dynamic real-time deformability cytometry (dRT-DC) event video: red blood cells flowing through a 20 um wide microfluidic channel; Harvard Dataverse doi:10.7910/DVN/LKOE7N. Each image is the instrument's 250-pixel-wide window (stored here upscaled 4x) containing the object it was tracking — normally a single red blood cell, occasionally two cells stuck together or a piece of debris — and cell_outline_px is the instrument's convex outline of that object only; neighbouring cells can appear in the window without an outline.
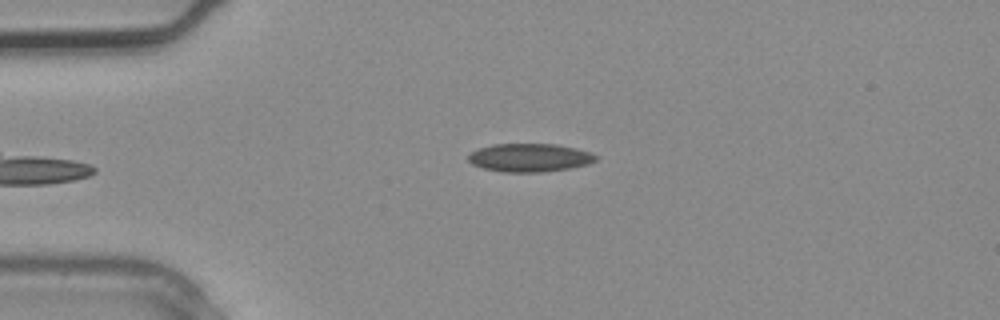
{"species": "common noctule bat (a hibernating species)", "species_latin": "Nyctalus noctula", "temperature_condition": "warm", "stored_images_in_passage": 5, "camera_frame_rate_fps": 3000, "um_per_image_px": 0.085, "animal": {"sex": "male", "body_mass_g": 20.4}, "frame": {"image": 1, "passage_image": 5, "time_ms": 1.333, "image_size_px": [1000, 320], "cell_outline_px": [[600, 156], [596, 160], [588, 164], [572, 168], [540, 172], [504, 172], [484, 168], [472, 164], [468, 160], [468, 156], [476, 148], [492, 144], [556, 144], [576, 148], [592, 152]], "centroid_in_image_um": [45.05, 13.39], "position_along_channel_um": 39.9, "area_um2": 21.21}}